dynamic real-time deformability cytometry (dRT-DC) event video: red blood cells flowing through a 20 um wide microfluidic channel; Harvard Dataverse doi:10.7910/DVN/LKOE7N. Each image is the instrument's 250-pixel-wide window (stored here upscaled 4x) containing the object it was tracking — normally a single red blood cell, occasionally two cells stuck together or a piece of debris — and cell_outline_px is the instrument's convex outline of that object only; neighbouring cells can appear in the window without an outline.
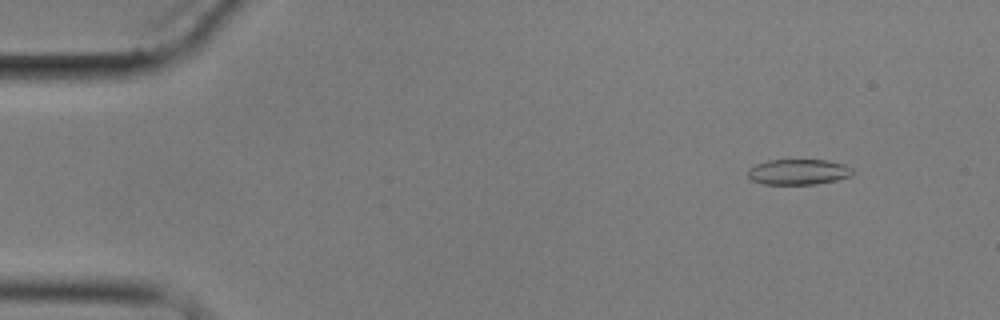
{"species": "common noctule bat (a hibernating species)", "species_latin": "Nyctalus noctula", "temperature_condition": "cold", "stored_images_in_passage": 5, "camera_frame_rate_fps": 3000, "um_per_image_px": 0.085, "animal": {"sex": "male", "body_mass_g": 17.9}, "frame": {"image": 1, "passage_image": 2, "time_ms": 1.0, "image_size_px": [1000, 320], "cell_outline_px": [[856, 172], [848, 176], [836, 180], [816, 184], [764, 184], [752, 180], [748, 176], [748, 168], [756, 164], [768, 160], [828, 160], [844, 164], [852, 168]], "centroid_in_image_um": [67.87, 14.61], "position_along_channel_um": 17.1, "area_um2": 15.61}}
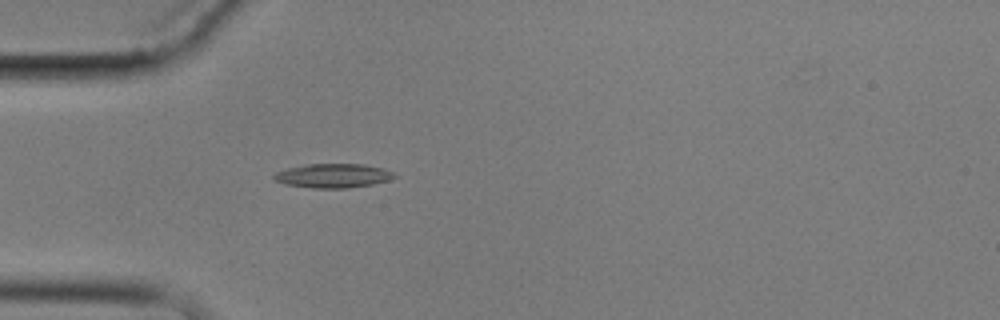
{"frame": {"image": 2, "passage_image": 5, "time_ms": 4.667, "image_size_px": [1000, 320], "cell_outline_px": [[396, 176], [388, 180], [372, 184], [348, 188], [312, 188], [284, 184], [276, 180], [272, 176], [276, 172], [288, 168], [308, 164], [364, 164], [384, 168], [392, 172]], "centroid_in_image_um": [28.31, 14.93], "position_along_channel_um": 56.7, "area_um2": 16.82}}